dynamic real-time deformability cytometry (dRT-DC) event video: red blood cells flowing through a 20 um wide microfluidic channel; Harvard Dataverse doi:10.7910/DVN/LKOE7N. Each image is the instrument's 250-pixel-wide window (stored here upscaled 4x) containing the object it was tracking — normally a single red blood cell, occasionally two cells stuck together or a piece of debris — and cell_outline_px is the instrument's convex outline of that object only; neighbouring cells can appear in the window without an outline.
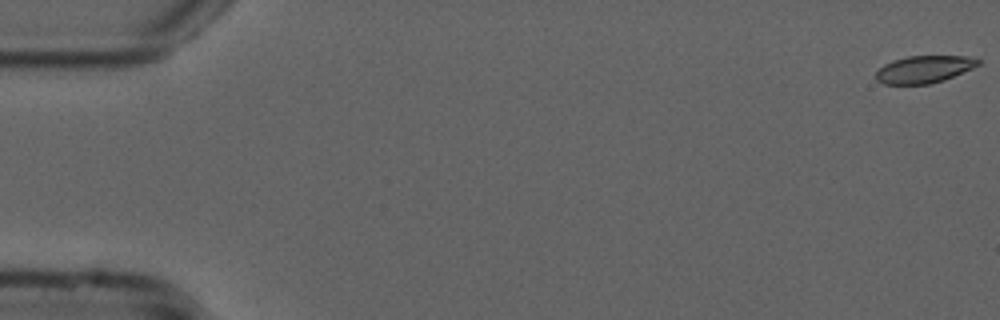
{"species": "common noctule bat (a hibernating species)", "species_latin": "Nyctalus noctula", "temperature_condition": "cold", "stored_images_in_passage": 55, "camera_frame_rate_fps": 3000, "um_per_image_px": 0.085, "animal": {"sex": "male", "forearm_length_mm": 52.5}, "frame": {"image": 1, "passage_image": 1, "time_ms": 0.0, "image_size_px": [1000, 320], "cell_outline_px": [[980, 64], [972, 68], [944, 80], [928, 84], [884, 84], [876, 80], [876, 72], [884, 64], [892, 60], [908, 56], [968, 56], [980, 60]], "centroid_in_image_um": [78.53, 5.89], "position_along_channel_um": 6.5, "area_um2": 16.18}}
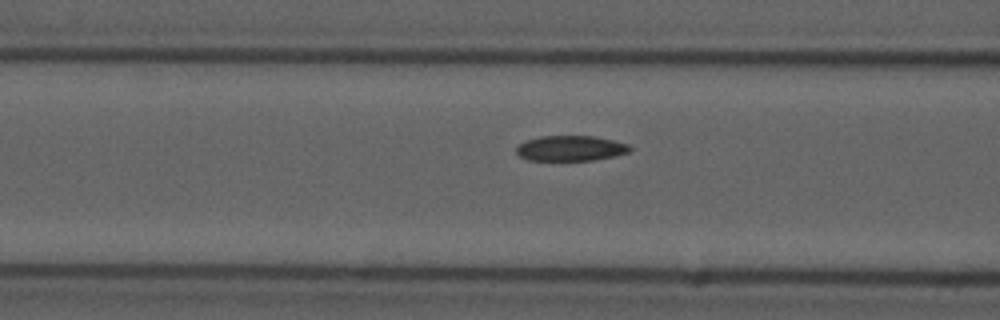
{"frame": {"image": 2, "passage_image": 22, "time_ms": 7.0, "image_size_px": [1000, 320], "cell_outline_px": [[632, 148], [628, 152], [616, 156], [596, 160], [528, 160], [520, 156], [516, 152], [516, 148], [524, 140], [540, 136], [596, 136], [628, 144]], "centroid_in_image_um": [48.5, 12.6], "position_along_channel_um": 118.1, "area_um2": 16.82}}
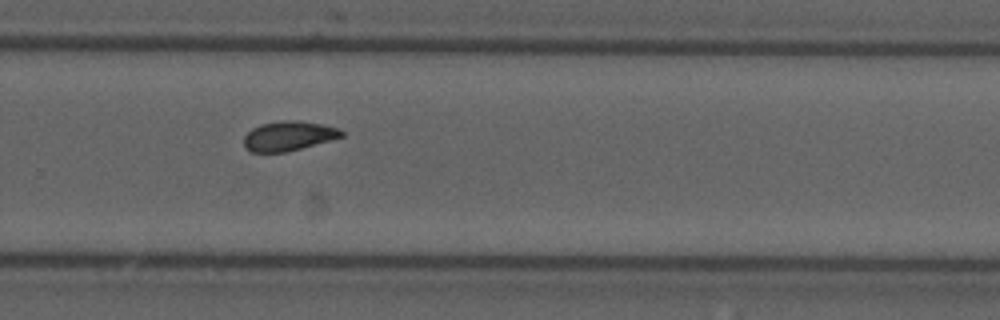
{"frame": {"image": 3, "passage_image": 37, "time_ms": 12.0, "image_size_px": [1000, 320], "cell_outline_px": [[344, 136], [300, 148], [284, 152], [248, 152], [244, 148], [244, 136], [252, 128], [260, 124], [288, 120], [296, 120], [320, 124], [340, 128], [344, 132]], "centroid_in_image_um": [24.5, 11.56], "position_along_channel_um": 305.3, "area_um2": 16.7}, "authors_computed_cell_mechanics": {"area_um2": 17.1666, "velocity_mm_per_s": 3.7543, "shape_relaxation_time_tau1_ms": 9.3671, "shape_relaxation_time_tau2_ms": 3.0329, "deformation_change_tau1": 0.1499, "deformation_change_tau2": 0.0676}}